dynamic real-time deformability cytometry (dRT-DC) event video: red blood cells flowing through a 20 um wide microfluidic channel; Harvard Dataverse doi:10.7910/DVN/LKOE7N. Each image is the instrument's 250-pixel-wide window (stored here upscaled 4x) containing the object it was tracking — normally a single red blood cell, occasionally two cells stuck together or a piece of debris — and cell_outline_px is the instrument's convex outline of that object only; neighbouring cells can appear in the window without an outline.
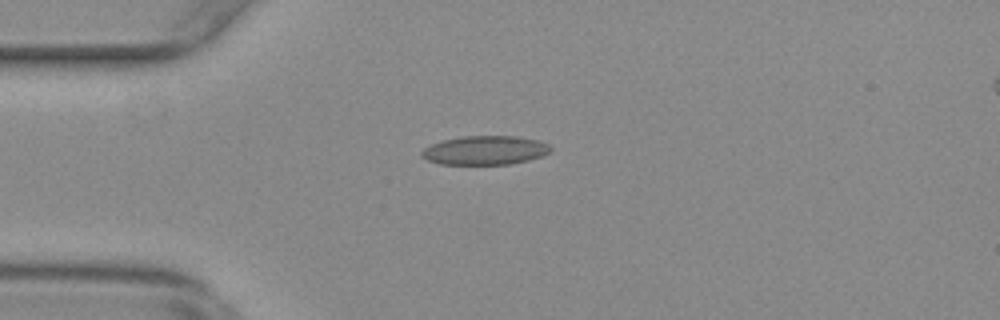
{"species": "common noctule bat (a hibernating species)", "species_latin": "Nyctalus noctula", "temperature_condition": "warm", "stored_images_in_passage": 51, "camera_frame_rate_fps": 3000, "um_per_image_px": 0.085, "animal": {"sex": "female", "body_mass_g": 29.2, "forearm_length_mm": 56.3}, "frame": {"image": 1, "passage_image": 10, "time_ms": 3.0, "image_size_px": [1000, 320], "cell_outline_px": [[552, 148], [548, 152], [540, 156], [528, 160], [512, 164], [440, 164], [428, 160], [420, 156], [420, 152], [424, 148], [432, 144], [444, 140], [460, 136], [516, 136], [536, 140], [548, 144]], "centroid_in_image_um": [41.19, 12.77], "position_along_channel_um": 43.8, "area_um2": 21.62}}
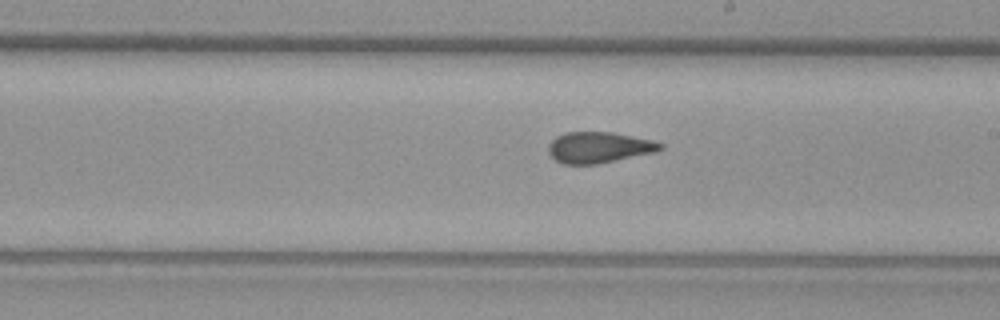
{"frame": {"image": 2, "passage_image": 27, "time_ms": 8.667, "image_size_px": [1000, 320], "cell_outline_px": [[664, 148], [656, 152], [596, 164], [564, 164], [556, 160], [548, 152], [548, 144], [556, 136], [564, 132], [612, 132], [652, 140], [664, 144]], "centroid_in_image_um": [50.91, 12.52], "position_along_channel_um": 238.1, "area_um2": 20.23}}
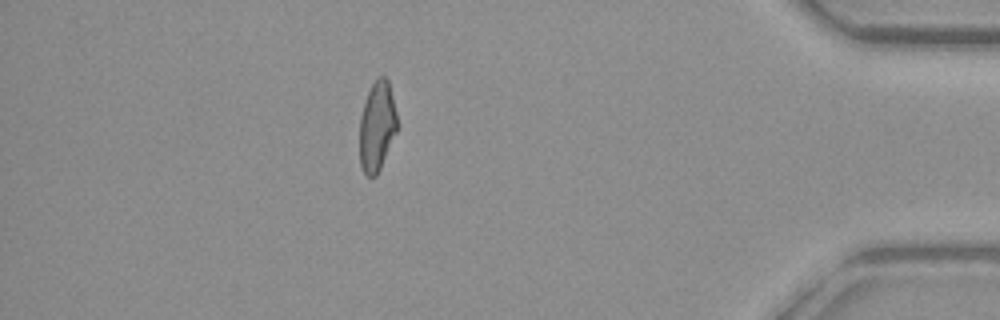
{"frame": {"image": 3, "passage_image": 44, "time_ms": 14.333, "image_size_px": [1000, 320], "cell_outline_px": [[396, 132], [380, 168], [376, 176], [368, 176], [364, 172], [360, 164], [360, 116], [364, 100], [372, 84], [380, 76], [384, 76], [388, 80], [396, 112]], "centroid_in_image_um": [32.03, 10.72], "position_along_channel_um": 403.2, "area_um2": 19.31}, "authors_computed_cell_mechanics": {"area_um2": 20.6924, "velocity_mm_per_s": 3.7715, "shape_relaxation_time_tau1_ms": null, "shape_relaxation_time_tau2_ms": 1.7193, "deformation_change_tau1": null, "deformation_change_tau2": 0.0922}}